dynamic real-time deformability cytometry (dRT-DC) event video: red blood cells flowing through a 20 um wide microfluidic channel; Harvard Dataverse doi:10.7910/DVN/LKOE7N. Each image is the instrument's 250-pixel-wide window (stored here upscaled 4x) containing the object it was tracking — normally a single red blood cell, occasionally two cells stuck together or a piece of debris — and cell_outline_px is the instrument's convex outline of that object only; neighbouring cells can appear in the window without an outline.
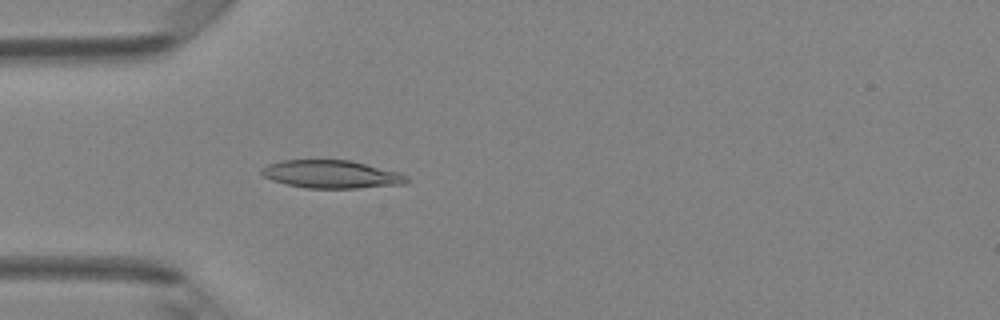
{"species": "Egyptian fruit bat (a non-hibernating species)", "species_latin": "Rousettus aegyptiacus", "temperature_condition": "room temperature", "stored_images_in_passage": 42, "camera_frame_rate_fps": 3000, "um_per_image_px": 0.085, "animal": {"sex": "female"}, "frame": {"image": 1, "passage_image": 9, "time_ms": 2.667, "image_size_px": [1000, 320], "cell_outline_px": [[408, 184], [356, 188], [308, 188], [288, 184], [272, 180], [264, 176], [260, 172], [260, 168], [268, 164], [280, 160], [348, 160], [400, 172], [408, 176]], "centroid_in_image_um": [28.19, 14.81], "position_along_channel_um": 56.8, "area_um2": 23.64}}
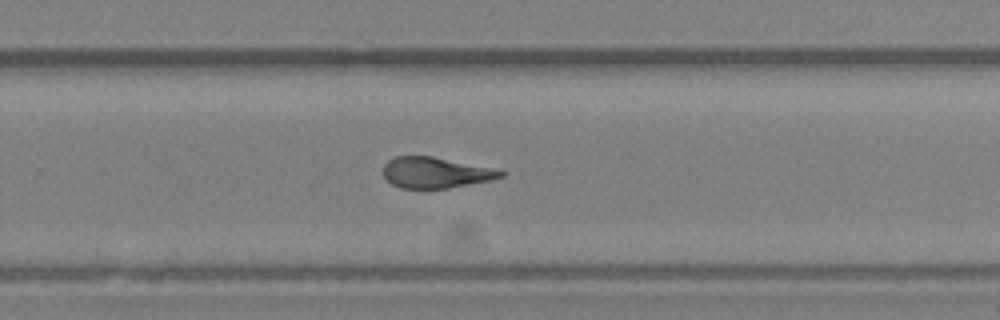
{"frame": {"image": 2, "passage_image": 26, "time_ms": 8.333, "image_size_px": [1000, 320], "cell_outline_px": [[504, 176], [488, 180], [448, 188], [400, 188], [392, 184], [384, 176], [384, 164], [388, 160], [396, 156], [432, 156], [504, 172]], "centroid_in_image_um": [36.92, 14.67], "position_along_channel_um": 292.9, "area_um2": 20.4}}
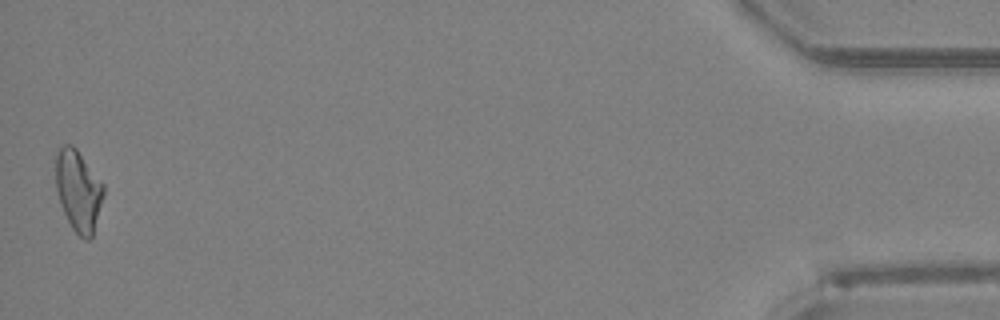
{"frame": {"image": 3, "passage_image": 42, "time_ms": 13.667, "image_size_px": [1000, 320], "cell_outline_px": [[104, 196], [92, 236], [88, 240], [84, 240], [72, 228], [60, 204], [56, 188], [56, 152], [64, 144], [72, 144], [76, 148], [104, 184]], "centroid_in_image_um": [6.66, 16.19], "position_along_channel_um": 428.5, "area_um2": 22.54}, "authors_computed_cell_mechanics": {"area_um2": 22.3108, "velocity_mm_per_s": 4.263, "shape_relaxation_time_tau1_ms": null, "shape_relaxation_time_tau2_ms": 2.6322, "deformation_change_tau1": null, "deformation_change_tau2": 0.0856}}